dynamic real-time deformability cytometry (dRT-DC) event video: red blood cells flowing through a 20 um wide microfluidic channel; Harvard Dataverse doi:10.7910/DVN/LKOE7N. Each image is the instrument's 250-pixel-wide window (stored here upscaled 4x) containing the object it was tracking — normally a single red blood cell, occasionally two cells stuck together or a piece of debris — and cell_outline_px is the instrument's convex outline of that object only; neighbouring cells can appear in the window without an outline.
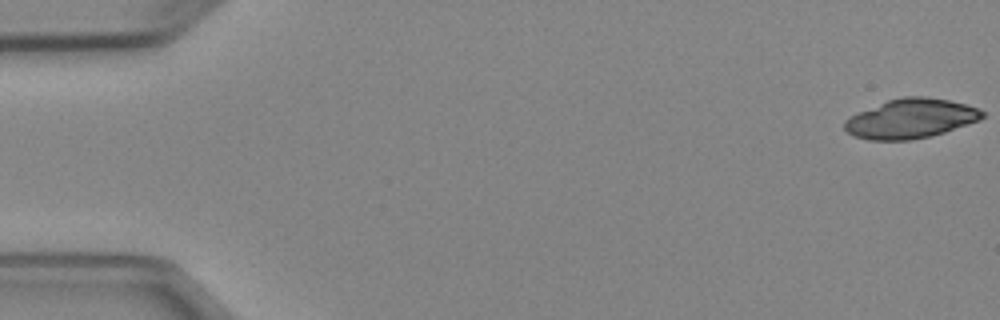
{"species": "Egyptian fruit bat (a non-hibernating species)", "species_latin": "Rousettus aegyptiacus", "temperature_condition": "cold", "stored_images_in_passage": 4, "camera_frame_rate_fps": 3000, "um_per_image_px": 0.085, "animal": {"sex": "female"}, "frame": {"image": 1, "passage_image": 1, "time_ms": 0.0, "image_size_px": [1000, 320], "cell_outline_px": [[984, 116], [980, 120], [944, 132], [912, 140], [868, 140], [852, 136], [844, 128], [844, 120], [856, 112], [888, 100], [904, 96], [924, 96], [948, 100], [964, 104], [976, 108], [984, 112]], "centroid_in_image_um": [77.36, 10.08], "position_along_channel_um": 7.6, "area_um2": 31.62}}
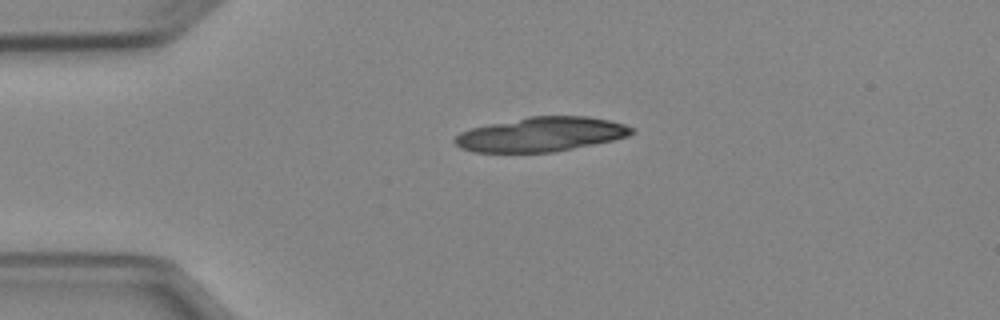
{"frame": {"image": 2, "passage_image": 4, "time_ms": 3.667, "image_size_px": [1000, 320], "cell_outline_px": [[636, 132], [628, 136], [612, 140], [556, 152], [472, 152], [460, 148], [452, 140], [460, 132], [472, 128], [488, 124], [528, 116], [588, 116], [608, 120], [624, 124], [636, 128]], "centroid_in_image_um": [46.0, 11.42], "position_along_channel_um": 39.0, "area_um2": 35.6}}